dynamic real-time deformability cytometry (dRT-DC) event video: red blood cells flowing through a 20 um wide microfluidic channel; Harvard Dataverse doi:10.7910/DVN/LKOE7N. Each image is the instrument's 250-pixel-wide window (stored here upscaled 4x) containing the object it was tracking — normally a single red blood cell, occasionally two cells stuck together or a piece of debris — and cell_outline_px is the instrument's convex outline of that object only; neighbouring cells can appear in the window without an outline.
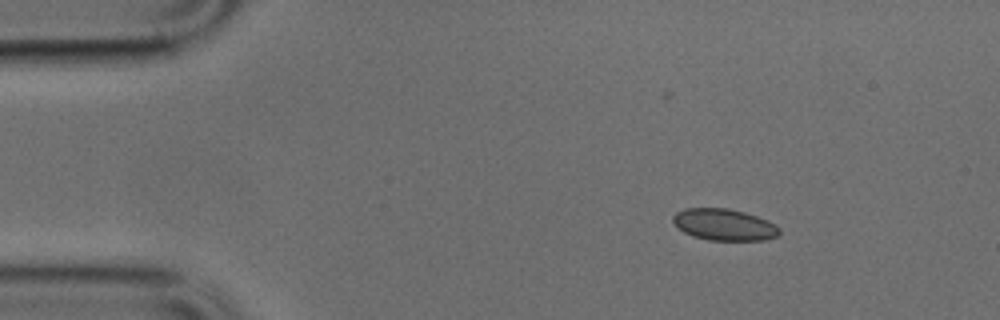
{"species": "common noctule bat (a hibernating species)", "species_latin": "Nyctalus noctula", "temperature_condition": "cold", "stored_images_in_passage": 22, "camera_frame_rate_fps": 3000, "um_per_image_px": 0.085, "animal": {"sex": "male", "body_mass_g": 17.9, "forearm_length_mm": 54.2}, "frame": {"image": 1, "passage_image": 1, "time_ms": 0.0, "image_size_px": [1000, 320], "cell_outline_px": [[780, 232], [776, 236], [764, 240], [708, 240], [692, 236], [684, 232], [672, 220], [672, 216], [676, 212], [684, 208], [728, 208], [744, 212], [768, 220], [776, 224], [780, 228]], "centroid_in_image_um": [61.56, 19.09], "position_along_channel_um": 23.4, "area_um2": 19.59}}
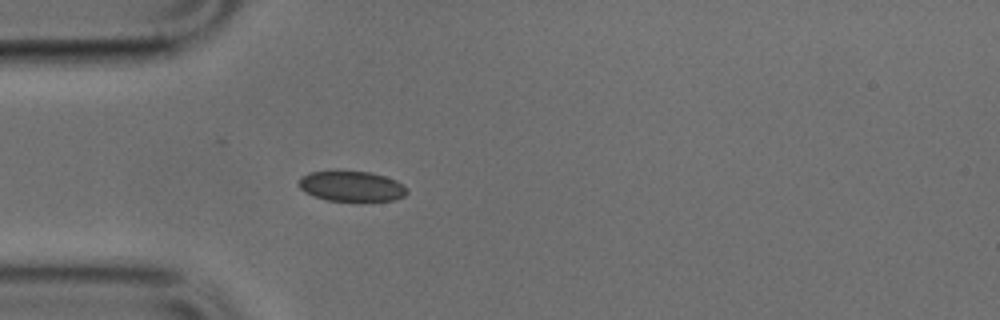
{"frame": {"image": 2, "passage_image": 8, "time_ms": 2.333, "image_size_px": [1000, 320], "cell_outline_px": [[408, 192], [404, 196], [392, 200], [328, 200], [304, 192], [300, 188], [300, 176], [308, 172], [336, 168], [372, 172], [396, 180], [404, 184], [408, 188]], "centroid_in_image_um": [29.86, 15.76], "position_along_channel_um": 55.1, "area_um2": 19.65}}
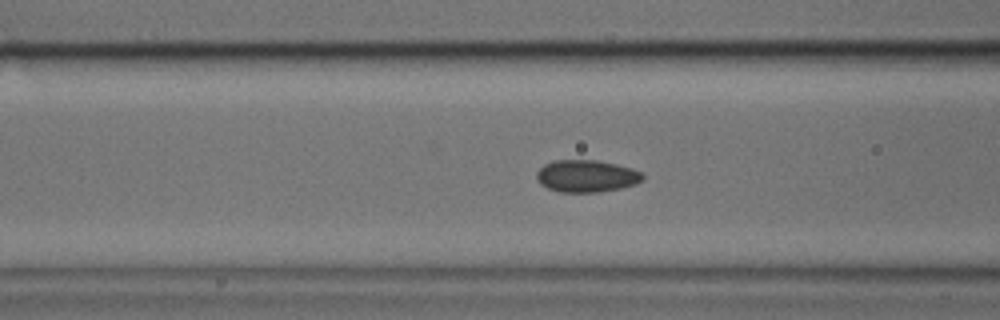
{"frame": {"image": 3, "passage_image": 13, "time_ms": 4.0, "image_size_px": [1000, 320], "cell_outline_px": [[644, 180], [636, 184], [620, 188], [600, 192], [560, 192], [548, 188], [540, 184], [536, 180], [536, 172], [544, 164], [556, 160], [596, 160], [616, 164], [632, 168], [640, 172], [644, 176]], "centroid_in_image_um": [49.84, 14.97], "position_along_channel_um": 116.8, "area_um2": 20.0}}